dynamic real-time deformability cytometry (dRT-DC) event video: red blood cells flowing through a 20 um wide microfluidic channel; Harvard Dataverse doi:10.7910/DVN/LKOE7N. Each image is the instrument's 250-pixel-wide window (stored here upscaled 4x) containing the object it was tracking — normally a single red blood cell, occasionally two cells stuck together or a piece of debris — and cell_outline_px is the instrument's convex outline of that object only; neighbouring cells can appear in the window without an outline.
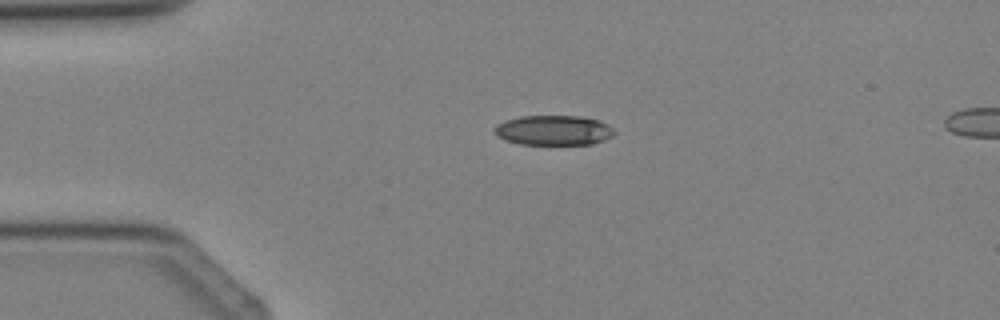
{"species": "Egyptian fruit bat (a non-hibernating species)", "species_latin": "Rousettus aegyptiacus", "temperature_condition": "cold", "stored_images_in_passage": 2, "camera_frame_rate_fps": 3000, "um_per_image_px": 0.085, "animal": {"sex": "female"}, "frame": {"image": 1, "passage_image": 1, "time_ms": 0.0, "image_size_px": [1000, 320], "cell_outline_px": [[616, 132], [612, 136], [604, 140], [592, 144], [520, 144], [504, 140], [496, 136], [492, 132], [492, 128], [496, 124], [504, 120], [520, 116], [580, 116], [600, 120], [608, 124]], "centroid_in_image_um": [47.01, 11.07], "position_along_channel_um": 38.0, "area_um2": 21.21}}